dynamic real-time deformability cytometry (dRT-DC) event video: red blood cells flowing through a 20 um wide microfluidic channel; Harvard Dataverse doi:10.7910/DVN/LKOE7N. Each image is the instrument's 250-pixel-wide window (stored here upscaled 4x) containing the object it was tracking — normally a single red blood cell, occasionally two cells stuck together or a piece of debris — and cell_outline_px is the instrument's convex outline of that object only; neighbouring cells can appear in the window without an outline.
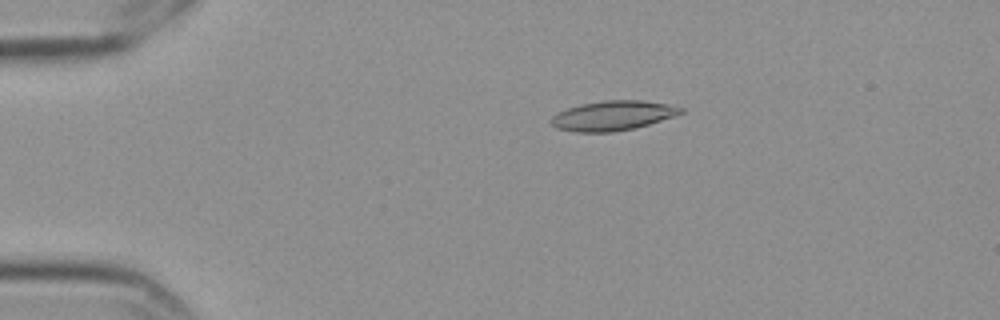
{"species": "Egyptian fruit bat (a non-hibernating species)", "species_latin": "Rousettus aegyptiacus", "temperature_condition": "cold", "stored_images_in_passage": 51, "camera_frame_rate_fps": 3000, "um_per_image_px": 0.085, "frame": {"image": 1, "passage_image": 5, "time_ms": 1.333, "image_size_px": [1000, 320], "cell_outline_px": [[684, 112], [636, 128], [612, 132], [576, 132], [556, 128], [548, 120], [552, 116], [568, 108], [580, 104], [604, 100], [640, 100], [664, 104], [684, 108]], "centroid_in_image_um": [52.04, 9.83], "position_along_channel_um": 33.0, "area_um2": 22.2}}
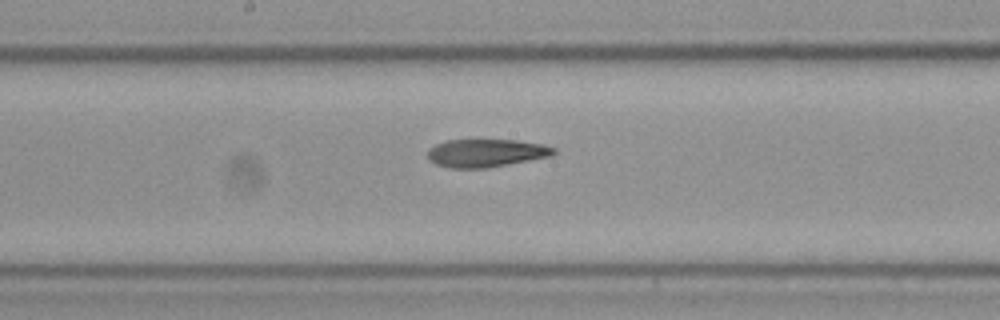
{"frame": {"image": 2, "passage_image": 24, "time_ms": 7.667, "image_size_px": [1000, 320], "cell_outline_px": [[556, 152], [552, 156], [488, 168], [448, 168], [436, 164], [428, 160], [428, 148], [436, 144], [448, 140], [516, 140], [544, 144], [556, 148]], "centroid_in_image_um": [41.33, 13.01], "position_along_channel_um": 206.9, "area_um2": 20.75}}
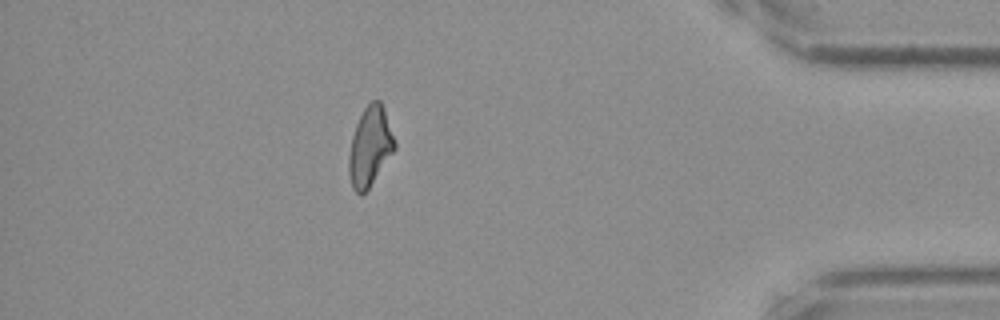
{"frame": {"image": 3, "passage_image": 44, "time_ms": 14.333, "image_size_px": [1000, 320], "cell_outline_px": [[396, 148], [368, 188], [360, 196], [352, 188], [348, 172], [348, 156], [352, 136], [356, 124], [364, 108], [372, 100], [380, 100], [384, 108], [396, 140]], "centroid_in_image_um": [31.45, 12.44], "position_along_channel_um": 403.8, "area_um2": 21.15}, "authors_computed_cell_mechanics": {"area_um2": 21.5594, "velocity_mm_per_s": 3.5581, "shape_relaxation_time_tau1_ms": null, "shape_relaxation_time_tau2_ms": 4.3897, "deformation_change_tau1": null, "deformation_change_tau2": 0.129}}